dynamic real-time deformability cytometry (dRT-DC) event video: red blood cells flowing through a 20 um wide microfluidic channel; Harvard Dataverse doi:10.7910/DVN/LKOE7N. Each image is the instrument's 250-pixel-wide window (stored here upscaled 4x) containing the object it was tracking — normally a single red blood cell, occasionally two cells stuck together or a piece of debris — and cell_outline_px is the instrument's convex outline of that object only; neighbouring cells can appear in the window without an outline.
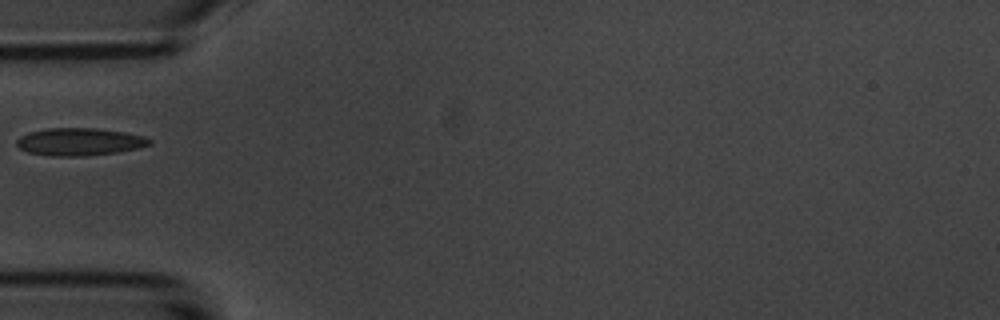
{"species": "common noctule bat (a hibernating species)", "species_latin": "Nyctalus noctula", "temperature_condition": "room temperature", "stored_images_in_passage": 1, "camera_frame_rate_fps": 3000, "um_per_image_px": 0.085, "animal": {"sex": "male", "body_mass_g": 20.1, "forearm_length_mm": 53.5}, "frame": {"image": 1, "passage_image": 1, "time_ms": 0.0, "image_size_px": [1000, 320], "cell_outline_px": [[152, 144], [136, 148], [116, 152], [84, 156], [48, 156], [28, 152], [20, 148], [16, 144], [16, 140], [20, 136], [28, 132], [48, 128], [96, 128], [124, 132], [144, 136], [152, 140]], "centroid_in_image_um": [6.73, 12.05], "position_along_channel_um": 78.3, "area_um2": 21.33}}